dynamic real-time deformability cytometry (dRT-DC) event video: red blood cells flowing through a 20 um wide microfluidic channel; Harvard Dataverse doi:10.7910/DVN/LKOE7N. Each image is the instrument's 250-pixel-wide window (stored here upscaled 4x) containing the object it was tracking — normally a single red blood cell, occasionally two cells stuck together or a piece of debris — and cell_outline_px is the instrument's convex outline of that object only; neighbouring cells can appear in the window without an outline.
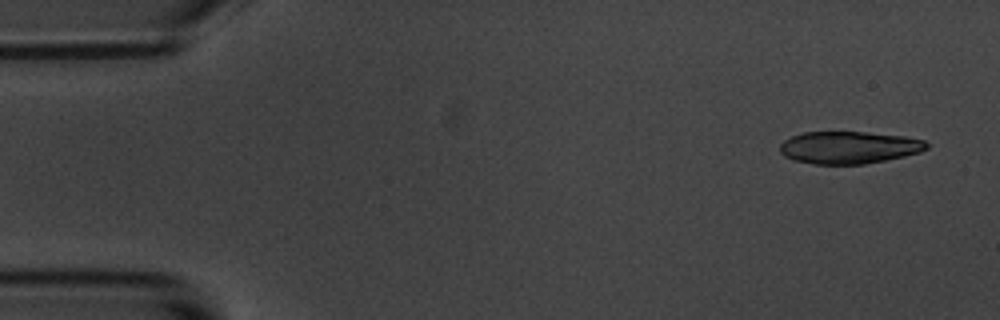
{"species": "common noctule bat (a hibernating species)", "species_latin": "Nyctalus noctula", "temperature_condition": "room temperature", "stored_images_in_passage": 7, "camera_frame_rate_fps": 3000, "um_per_image_px": 0.085, "animal": {"sex": "male", "body_mass_g": 20.1, "forearm_length_mm": 53.5}, "frame": {"image": 1, "passage_image": 1, "time_ms": 0.0, "image_size_px": [1000, 320], "cell_outline_px": [[928, 148], [920, 152], [904, 156], [864, 164], [816, 164], [792, 160], [784, 156], [780, 152], [780, 144], [784, 140], [792, 136], [804, 132], [864, 132], [904, 136], [924, 140], [928, 144]], "centroid_in_image_um": [72.14, 12.53], "position_along_channel_um": 12.9, "area_um2": 27.57}}